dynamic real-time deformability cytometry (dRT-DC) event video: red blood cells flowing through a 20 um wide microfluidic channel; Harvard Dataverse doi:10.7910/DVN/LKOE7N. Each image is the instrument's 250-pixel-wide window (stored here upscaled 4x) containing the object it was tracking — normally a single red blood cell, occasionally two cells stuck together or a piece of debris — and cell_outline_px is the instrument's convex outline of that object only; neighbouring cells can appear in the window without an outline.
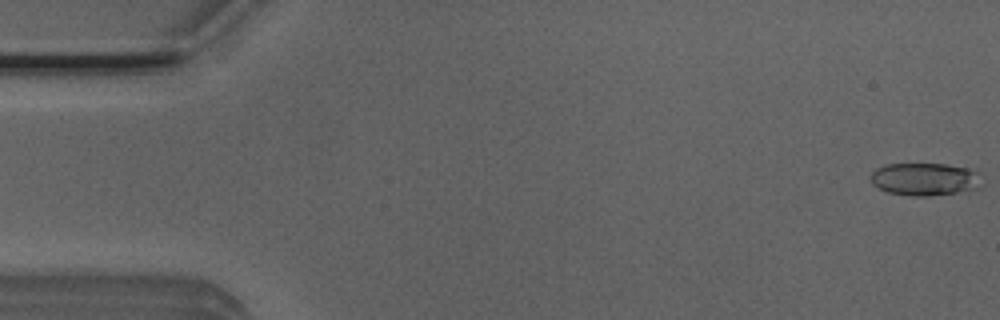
{"species": "Egyptian fruit bat (a non-hibernating species)", "species_latin": "Rousettus aegyptiacus", "temperature_condition": "room temperature", "stored_images_in_passage": 13, "camera_frame_rate_fps": 3000, "um_per_image_px": 0.085, "animal": {"sex": "male"}, "frame": {"image": 1, "passage_image": 1, "time_ms": 0.0, "image_size_px": [1000, 320], "cell_outline_px": [[980, 188], [956, 192], [928, 196], [912, 196], [888, 192], [872, 184], [868, 176], [876, 168], [884, 164], [948, 164], [980, 172]], "centroid_in_image_um": [78.57, 15.22], "position_along_channel_um": 6.4, "area_um2": 21.21}}
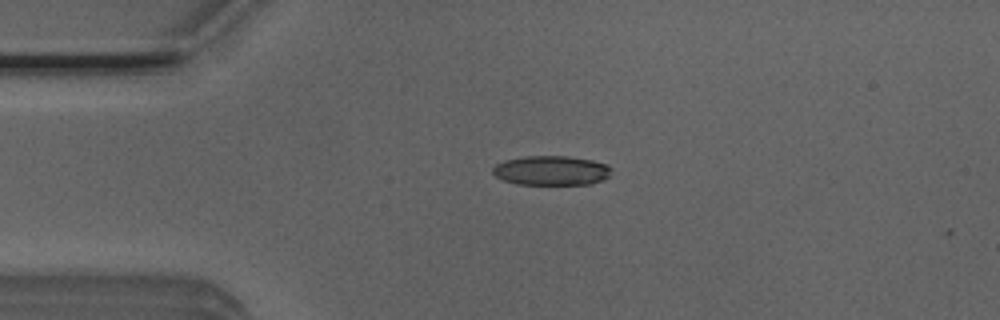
{"frame": {"image": 2, "passage_image": 12, "time_ms": 3.667, "image_size_px": [1000, 320], "cell_outline_px": [[612, 168], [608, 176], [604, 180], [592, 184], [516, 184], [504, 180], [496, 176], [492, 172], [492, 168], [496, 164], [504, 160], [524, 156], [568, 156], [592, 160], [608, 164]], "centroid_in_image_um": [46.88, 14.49], "position_along_channel_um": 38.1, "area_um2": 20.52}}